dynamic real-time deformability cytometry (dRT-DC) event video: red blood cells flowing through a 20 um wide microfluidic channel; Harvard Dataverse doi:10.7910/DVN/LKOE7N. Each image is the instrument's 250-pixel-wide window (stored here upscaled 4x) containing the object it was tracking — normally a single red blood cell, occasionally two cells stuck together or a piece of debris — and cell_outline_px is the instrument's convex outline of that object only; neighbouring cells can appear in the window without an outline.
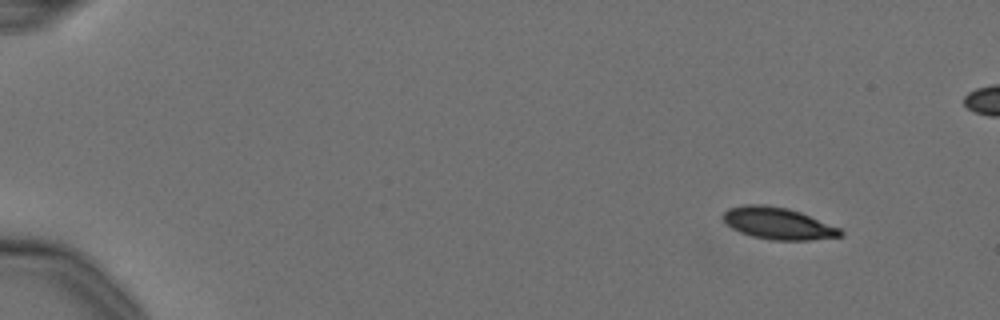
{"species": "Egyptian fruit bat (a non-hibernating species)", "species_latin": "Rousettus aegyptiacus", "temperature_condition": "cold", "stored_images_in_passage": 7, "camera_frame_rate_fps": 3000, "um_per_image_px": 0.085, "animal": {"sex": "female"}, "frame": {"image": 1, "passage_image": 1, "time_ms": 0.0, "image_size_px": [1000, 320], "cell_outline_px": [[844, 236], [808, 240], [768, 240], [752, 236], [740, 232], [732, 228], [720, 216], [728, 208], [744, 204], [764, 204], [788, 208], [800, 212], [840, 228], [844, 232]], "centroid_in_image_um": [66.12, 18.98], "position_along_channel_um": 18.9, "area_um2": 21.91}}
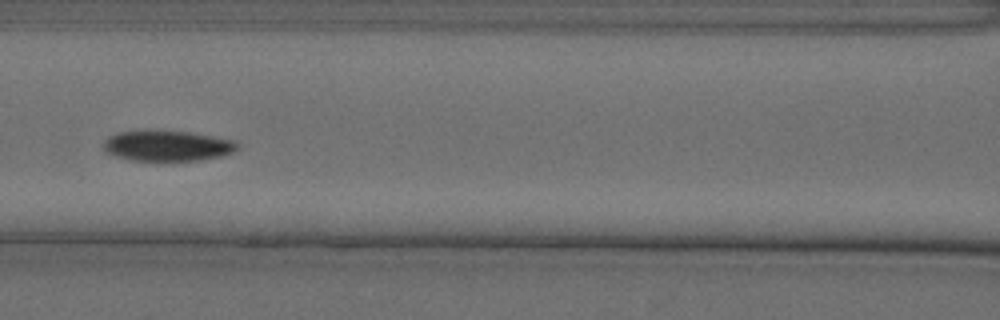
{"frame": {"image": 2, "passage_image": 6, "time_ms": 1.667, "image_size_px": [1000, 320], "cell_outline_px": [[240, 148], [236, 152], [224, 156], [204, 160], [176, 164], [148, 164], [108, 156], [100, 148], [100, 144], [108, 136], [116, 132], [144, 128], [160, 128], [188, 132], [236, 140], [240, 144]], "centroid_in_image_um": [14.13, 12.44], "position_along_channel_um": 152.5, "area_um2": 26.99}}
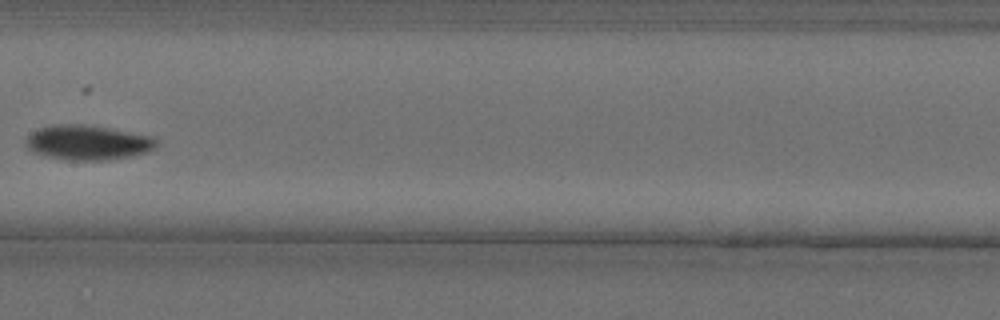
{"frame": {"image": 3, "passage_image": 7, "time_ms": 2.0, "image_size_px": [1000, 320], "cell_outline_px": [[160, 144], [156, 148], [148, 152], [136, 156], [112, 160], [60, 160], [44, 156], [32, 152], [24, 144], [24, 140], [32, 132], [40, 128], [52, 124], [80, 124], [156, 136], [160, 140]], "centroid_in_image_um": [7.51, 12.14], "position_along_channel_um": 199.9, "area_um2": 27.17}}